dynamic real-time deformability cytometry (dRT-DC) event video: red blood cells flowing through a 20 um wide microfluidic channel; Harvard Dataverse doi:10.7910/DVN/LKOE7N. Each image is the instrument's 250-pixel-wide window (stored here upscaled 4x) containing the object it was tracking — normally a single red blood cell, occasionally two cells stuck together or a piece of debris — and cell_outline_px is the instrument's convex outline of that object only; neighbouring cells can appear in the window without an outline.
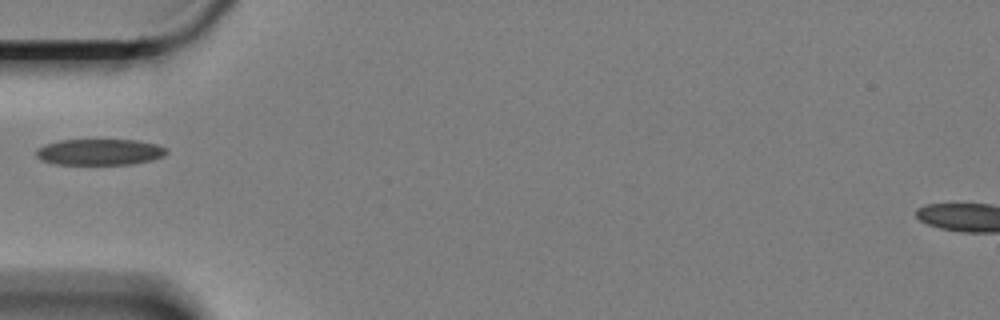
{"species": "Egyptian fruit bat (a non-hibernating species)", "species_latin": "Rousettus aegyptiacus", "temperature_condition": "cold", "stored_images_in_passage": 35, "camera_frame_rate_fps": 3000, "um_per_image_px": 0.085, "animal": {"sex": "female"}, "frame": {"image": 1, "passage_image": 1, "time_ms": 0.0, "image_size_px": [1000, 320], "cell_outline_px": [[168, 152], [164, 156], [152, 160], [132, 164], [56, 164], [44, 160], [36, 156], [36, 148], [44, 144], [60, 140], [136, 140], [156, 144], [168, 148]], "centroid_in_image_um": [8.5, 12.91], "position_along_channel_um": 76.5, "area_um2": 19.88}}
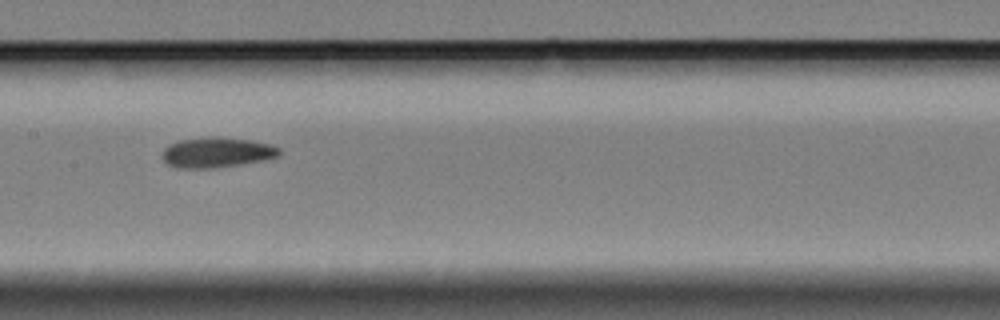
{"frame": {"image": 2, "passage_image": 11, "time_ms": 3.333, "image_size_px": [1000, 320], "cell_outline_px": [[280, 156], [264, 160], [240, 164], [204, 168], [180, 168], [168, 164], [164, 160], [164, 148], [168, 144], [180, 140], [208, 136], [216, 136], [252, 140], [268, 144], [280, 148]], "centroid_in_image_um": [18.44, 12.93], "position_along_channel_um": 189.0, "area_um2": 20.46}}
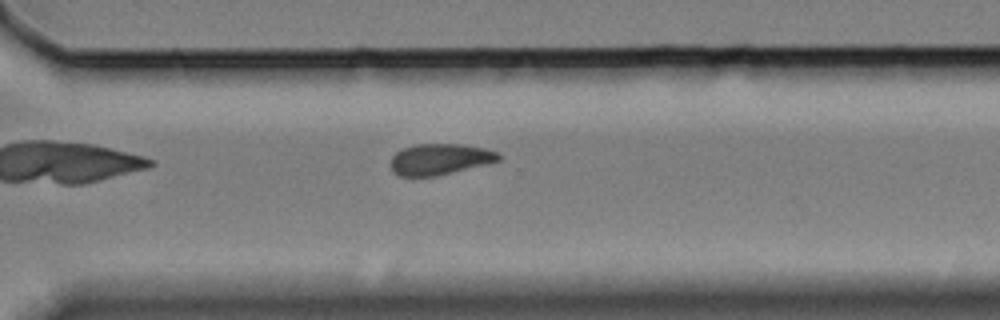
{"frame": {"image": 3, "passage_image": 24, "time_ms": 7.667, "image_size_px": [1000, 320], "cell_outline_px": [[500, 160], [488, 164], [436, 176], [400, 176], [392, 172], [388, 164], [392, 156], [396, 152], [404, 148], [416, 144], [464, 144], [484, 148], [496, 152], [500, 156]], "centroid_in_image_um": [37.35, 13.54], "position_along_channel_um": 333.3, "area_um2": 19.71}}